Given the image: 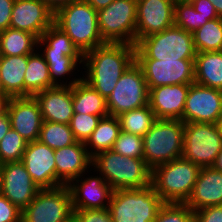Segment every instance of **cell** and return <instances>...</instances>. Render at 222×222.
I'll return each mask as SVG.
<instances>
[{
	"mask_svg": "<svg viewBox=\"0 0 222 222\" xmlns=\"http://www.w3.org/2000/svg\"><path fill=\"white\" fill-rule=\"evenodd\" d=\"M90 4L96 11L106 8L114 0H83Z\"/></svg>",
	"mask_w": 222,
	"mask_h": 222,
	"instance_id": "47",
	"label": "cell"
},
{
	"mask_svg": "<svg viewBox=\"0 0 222 222\" xmlns=\"http://www.w3.org/2000/svg\"><path fill=\"white\" fill-rule=\"evenodd\" d=\"M190 84L163 85L149 89L148 104L157 119L182 120Z\"/></svg>",
	"mask_w": 222,
	"mask_h": 222,
	"instance_id": "20",
	"label": "cell"
},
{
	"mask_svg": "<svg viewBox=\"0 0 222 222\" xmlns=\"http://www.w3.org/2000/svg\"><path fill=\"white\" fill-rule=\"evenodd\" d=\"M117 117L120 122L121 131L142 137L151 129L157 120L149 104L121 113Z\"/></svg>",
	"mask_w": 222,
	"mask_h": 222,
	"instance_id": "32",
	"label": "cell"
},
{
	"mask_svg": "<svg viewBox=\"0 0 222 222\" xmlns=\"http://www.w3.org/2000/svg\"><path fill=\"white\" fill-rule=\"evenodd\" d=\"M10 99L11 97L9 95L0 92V117L7 113Z\"/></svg>",
	"mask_w": 222,
	"mask_h": 222,
	"instance_id": "48",
	"label": "cell"
},
{
	"mask_svg": "<svg viewBox=\"0 0 222 222\" xmlns=\"http://www.w3.org/2000/svg\"><path fill=\"white\" fill-rule=\"evenodd\" d=\"M153 222H194V211L185 203H164Z\"/></svg>",
	"mask_w": 222,
	"mask_h": 222,
	"instance_id": "38",
	"label": "cell"
},
{
	"mask_svg": "<svg viewBox=\"0 0 222 222\" xmlns=\"http://www.w3.org/2000/svg\"><path fill=\"white\" fill-rule=\"evenodd\" d=\"M54 13L65 5L77 0H42Z\"/></svg>",
	"mask_w": 222,
	"mask_h": 222,
	"instance_id": "45",
	"label": "cell"
},
{
	"mask_svg": "<svg viewBox=\"0 0 222 222\" xmlns=\"http://www.w3.org/2000/svg\"><path fill=\"white\" fill-rule=\"evenodd\" d=\"M54 24L70 37L83 55L106 44L99 32L97 11L83 0L73 1L56 11Z\"/></svg>",
	"mask_w": 222,
	"mask_h": 222,
	"instance_id": "2",
	"label": "cell"
},
{
	"mask_svg": "<svg viewBox=\"0 0 222 222\" xmlns=\"http://www.w3.org/2000/svg\"><path fill=\"white\" fill-rule=\"evenodd\" d=\"M212 167L215 168L216 170L222 172V150L217 155V158H216L214 164L212 165Z\"/></svg>",
	"mask_w": 222,
	"mask_h": 222,
	"instance_id": "50",
	"label": "cell"
},
{
	"mask_svg": "<svg viewBox=\"0 0 222 222\" xmlns=\"http://www.w3.org/2000/svg\"><path fill=\"white\" fill-rule=\"evenodd\" d=\"M194 83L222 91V51L196 53Z\"/></svg>",
	"mask_w": 222,
	"mask_h": 222,
	"instance_id": "26",
	"label": "cell"
},
{
	"mask_svg": "<svg viewBox=\"0 0 222 222\" xmlns=\"http://www.w3.org/2000/svg\"><path fill=\"white\" fill-rule=\"evenodd\" d=\"M27 144L22 136L11 128L0 141V165L21 161Z\"/></svg>",
	"mask_w": 222,
	"mask_h": 222,
	"instance_id": "36",
	"label": "cell"
},
{
	"mask_svg": "<svg viewBox=\"0 0 222 222\" xmlns=\"http://www.w3.org/2000/svg\"><path fill=\"white\" fill-rule=\"evenodd\" d=\"M142 68L148 90L163 85L194 83V59H135Z\"/></svg>",
	"mask_w": 222,
	"mask_h": 222,
	"instance_id": "13",
	"label": "cell"
},
{
	"mask_svg": "<svg viewBox=\"0 0 222 222\" xmlns=\"http://www.w3.org/2000/svg\"><path fill=\"white\" fill-rule=\"evenodd\" d=\"M28 55L0 57V92L24 97V77Z\"/></svg>",
	"mask_w": 222,
	"mask_h": 222,
	"instance_id": "25",
	"label": "cell"
},
{
	"mask_svg": "<svg viewBox=\"0 0 222 222\" xmlns=\"http://www.w3.org/2000/svg\"><path fill=\"white\" fill-rule=\"evenodd\" d=\"M135 62V45L106 43L84 54L82 79L105 99Z\"/></svg>",
	"mask_w": 222,
	"mask_h": 222,
	"instance_id": "1",
	"label": "cell"
},
{
	"mask_svg": "<svg viewBox=\"0 0 222 222\" xmlns=\"http://www.w3.org/2000/svg\"><path fill=\"white\" fill-rule=\"evenodd\" d=\"M73 208L67 185L40 189L21 213V222H72Z\"/></svg>",
	"mask_w": 222,
	"mask_h": 222,
	"instance_id": "10",
	"label": "cell"
},
{
	"mask_svg": "<svg viewBox=\"0 0 222 222\" xmlns=\"http://www.w3.org/2000/svg\"><path fill=\"white\" fill-rule=\"evenodd\" d=\"M209 20L197 12L188 0L175 1L174 25L193 33Z\"/></svg>",
	"mask_w": 222,
	"mask_h": 222,
	"instance_id": "35",
	"label": "cell"
},
{
	"mask_svg": "<svg viewBox=\"0 0 222 222\" xmlns=\"http://www.w3.org/2000/svg\"><path fill=\"white\" fill-rule=\"evenodd\" d=\"M21 162L39 189L56 188L55 150L38 140L29 142Z\"/></svg>",
	"mask_w": 222,
	"mask_h": 222,
	"instance_id": "17",
	"label": "cell"
},
{
	"mask_svg": "<svg viewBox=\"0 0 222 222\" xmlns=\"http://www.w3.org/2000/svg\"><path fill=\"white\" fill-rule=\"evenodd\" d=\"M222 115V91L196 83L190 84L182 121L218 124Z\"/></svg>",
	"mask_w": 222,
	"mask_h": 222,
	"instance_id": "14",
	"label": "cell"
},
{
	"mask_svg": "<svg viewBox=\"0 0 222 222\" xmlns=\"http://www.w3.org/2000/svg\"><path fill=\"white\" fill-rule=\"evenodd\" d=\"M54 23V12L42 0H15L10 28L32 33L38 39Z\"/></svg>",
	"mask_w": 222,
	"mask_h": 222,
	"instance_id": "18",
	"label": "cell"
},
{
	"mask_svg": "<svg viewBox=\"0 0 222 222\" xmlns=\"http://www.w3.org/2000/svg\"><path fill=\"white\" fill-rule=\"evenodd\" d=\"M121 131L118 117L107 115L100 119L97 127L84 143L91 157L111 150Z\"/></svg>",
	"mask_w": 222,
	"mask_h": 222,
	"instance_id": "29",
	"label": "cell"
},
{
	"mask_svg": "<svg viewBox=\"0 0 222 222\" xmlns=\"http://www.w3.org/2000/svg\"><path fill=\"white\" fill-rule=\"evenodd\" d=\"M56 187L68 185L92 167V157L83 142L55 150Z\"/></svg>",
	"mask_w": 222,
	"mask_h": 222,
	"instance_id": "21",
	"label": "cell"
},
{
	"mask_svg": "<svg viewBox=\"0 0 222 222\" xmlns=\"http://www.w3.org/2000/svg\"><path fill=\"white\" fill-rule=\"evenodd\" d=\"M55 87L50 79L49 68L43 55L36 49L28 55L24 77V97Z\"/></svg>",
	"mask_w": 222,
	"mask_h": 222,
	"instance_id": "28",
	"label": "cell"
},
{
	"mask_svg": "<svg viewBox=\"0 0 222 222\" xmlns=\"http://www.w3.org/2000/svg\"><path fill=\"white\" fill-rule=\"evenodd\" d=\"M193 33L175 25L142 38L135 45V59H195Z\"/></svg>",
	"mask_w": 222,
	"mask_h": 222,
	"instance_id": "6",
	"label": "cell"
},
{
	"mask_svg": "<svg viewBox=\"0 0 222 222\" xmlns=\"http://www.w3.org/2000/svg\"><path fill=\"white\" fill-rule=\"evenodd\" d=\"M72 222H113L109 208L73 210Z\"/></svg>",
	"mask_w": 222,
	"mask_h": 222,
	"instance_id": "40",
	"label": "cell"
},
{
	"mask_svg": "<svg viewBox=\"0 0 222 222\" xmlns=\"http://www.w3.org/2000/svg\"><path fill=\"white\" fill-rule=\"evenodd\" d=\"M2 170H1V166H0V195H2Z\"/></svg>",
	"mask_w": 222,
	"mask_h": 222,
	"instance_id": "51",
	"label": "cell"
},
{
	"mask_svg": "<svg viewBox=\"0 0 222 222\" xmlns=\"http://www.w3.org/2000/svg\"><path fill=\"white\" fill-rule=\"evenodd\" d=\"M38 141L53 150L70 146L76 142L69 124L43 121Z\"/></svg>",
	"mask_w": 222,
	"mask_h": 222,
	"instance_id": "34",
	"label": "cell"
},
{
	"mask_svg": "<svg viewBox=\"0 0 222 222\" xmlns=\"http://www.w3.org/2000/svg\"><path fill=\"white\" fill-rule=\"evenodd\" d=\"M73 111L95 116L109 115L106 99L83 79L72 86Z\"/></svg>",
	"mask_w": 222,
	"mask_h": 222,
	"instance_id": "27",
	"label": "cell"
},
{
	"mask_svg": "<svg viewBox=\"0 0 222 222\" xmlns=\"http://www.w3.org/2000/svg\"><path fill=\"white\" fill-rule=\"evenodd\" d=\"M176 0H137L135 45L144 37L174 25Z\"/></svg>",
	"mask_w": 222,
	"mask_h": 222,
	"instance_id": "15",
	"label": "cell"
},
{
	"mask_svg": "<svg viewBox=\"0 0 222 222\" xmlns=\"http://www.w3.org/2000/svg\"><path fill=\"white\" fill-rule=\"evenodd\" d=\"M185 123L178 119H157L142 137L143 159L155 167L182 157Z\"/></svg>",
	"mask_w": 222,
	"mask_h": 222,
	"instance_id": "5",
	"label": "cell"
},
{
	"mask_svg": "<svg viewBox=\"0 0 222 222\" xmlns=\"http://www.w3.org/2000/svg\"><path fill=\"white\" fill-rule=\"evenodd\" d=\"M193 8L208 20L219 18L215 7L209 0H188Z\"/></svg>",
	"mask_w": 222,
	"mask_h": 222,
	"instance_id": "43",
	"label": "cell"
},
{
	"mask_svg": "<svg viewBox=\"0 0 222 222\" xmlns=\"http://www.w3.org/2000/svg\"><path fill=\"white\" fill-rule=\"evenodd\" d=\"M39 52L64 53L66 56H84L70 37L54 23L47 28L37 41Z\"/></svg>",
	"mask_w": 222,
	"mask_h": 222,
	"instance_id": "31",
	"label": "cell"
},
{
	"mask_svg": "<svg viewBox=\"0 0 222 222\" xmlns=\"http://www.w3.org/2000/svg\"><path fill=\"white\" fill-rule=\"evenodd\" d=\"M104 116L74 113L70 128L76 141L85 143Z\"/></svg>",
	"mask_w": 222,
	"mask_h": 222,
	"instance_id": "39",
	"label": "cell"
},
{
	"mask_svg": "<svg viewBox=\"0 0 222 222\" xmlns=\"http://www.w3.org/2000/svg\"><path fill=\"white\" fill-rule=\"evenodd\" d=\"M209 1L215 7L218 16L222 18V0H209Z\"/></svg>",
	"mask_w": 222,
	"mask_h": 222,
	"instance_id": "49",
	"label": "cell"
},
{
	"mask_svg": "<svg viewBox=\"0 0 222 222\" xmlns=\"http://www.w3.org/2000/svg\"><path fill=\"white\" fill-rule=\"evenodd\" d=\"M73 210L109 207L113 189L93 167L68 185Z\"/></svg>",
	"mask_w": 222,
	"mask_h": 222,
	"instance_id": "12",
	"label": "cell"
},
{
	"mask_svg": "<svg viewBox=\"0 0 222 222\" xmlns=\"http://www.w3.org/2000/svg\"><path fill=\"white\" fill-rule=\"evenodd\" d=\"M112 150L122 156L143 159L142 136L120 131Z\"/></svg>",
	"mask_w": 222,
	"mask_h": 222,
	"instance_id": "37",
	"label": "cell"
},
{
	"mask_svg": "<svg viewBox=\"0 0 222 222\" xmlns=\"http://www.w3.org/2000/svg\"><path fill=\"white\" fill-rule=\"evenodd\" d=\"M218 126H219L220 131H221V134H222V115H221L220 118H219Z\"/></svg>",
	"mask_w": 222,
	"mask_h": 222,
	"instance_id": "52",
	"label": "cell"
},
{
	"mask_svg": "<svg viewBox=\"0 0 222 222\" xmlns=\"http://www.w3.org/2000/svg\"><path fill=\"white\" fill-rule=\"evenodd\" d=\"M11 129V121L8 113L0 117V141L7 134V132Z\"/></svg>",
	"mask_w": 222,
	"mask_h": 222,
	"instance_id": "46",
	"label": "cell"
},
{
	"mask_svg": "<svg viewBox=\"0 0 222 222\" xmlns=\"http://www.w3.org/2000/svg\"><path fill=\"white\" fill-rule=\"evenodd\" d=\"M0 166L3 181L2 195L23 211L40 189L33 182L31 175L21 161L7 162Z\"/></svg>",
	"mask_w": 222,
	"mask_h": 222,
	"instance_id": "16",
	"label": "cell"
},
{
	"mask_svg": "<svg viewBox=\"0 0 222 222\" xmlns=\"http://www.w3.org/2000/svg\"><path fill=\"white\" fill-rule=\"evenodd\" d=\"M185 204L193 211L222 205V172L212 166L201 168L193 191Z\"/></svg>",
	"mask_w": 222,
	"mask_h": 222,
	"instance_id": "23",
	"label": "cell"
},
{
	"mask_svg": "<svg viewBox=\"0 0 222 222\" xmlns=\"http://www.w3.org/2000/svg\"><path fill=\"white\" fill-rule=\"evenodd\" d=\"M222 150V134L218 124L185 123L182 157L200 168L211 167Z\"/></svg>",
	"mask_w": 222,
	"mask_h": 222,
	"instance_id": "9",
	"label": "cell"
},
{
	"mask_svg": "<svg viewBox=\"0 0 222 222\" xmlns=\"http://www.w3.org/2000/svg\"><path fill=\"white\" fill-rule=\"evenodd\" d=\"M200 167L180 157L152 170L151 185L164 203H186Z\"/></svg>",
	"mask_w": 222,
	"mask_h": 222,
	"instance_id": "4",
	"label": "cell"
},
{
	"mask_svg": "<svg viewBox=\"0 0 222 222\" xmlns=\"http://www.w3.org/2000/svg\"><path fill=\"white\" fill-rule=\"evenodd\" d=\"M137 0H114L97 11L100 35L105 43L135 45Z\"/></svg>",
	"mask_w": 222,
	"mask_h": 222,
	"instance_id": "8",
	"label": "cell"
},
{
	"mask_svg": "<svg viewBox=\"0 0 222 222\" xmlns=\"http://www.w3.org/2000/svg\"><path fill=\"white\" fill-rule=\"evenodd\" d=\"M14 2L15 0H0V32L10 28Z\"/></svg>",
	"mask_w": 222,
	"mask_h": 222,
	"instance_id": "44",
	"label": "cell"
},
{
	"mask_svg": "<svg viewBox=\"0 0 222 222\" xmlns=\"http://www.w3.org/2000/svg\"><path fill=\"white\" fill-rule=\"evenodd\" d=\"M39 104L43 121L70 124L74 114L72 86H55L33 95Z\"/></svg>",
	"mask_w": 222,
	"mask_h": 222,
	"instance_id": "22",
	"label": "cell"
},
{
	"mask_svg": "<svg viewBox=\"0 0 222 222\" xmlns=\"http://www.w3.org/2000/svg\"><path fill=\"white\" fill-rule=\"evenodd\" d=\"M7 113L11 128L18 132L27 143L38 140L43 117L39 104L33 96L11 97Z\"/></svg>",
	"mask_w": 222,
	"mask_h": 222,
	"instance_id": "19",
	"label": "cell"
},
{
	"mask_svg": "<svg viewBox=\"0 0 222 222\" xmlns=\"http://www.w3.org/2000/svg\"><path fill=\"white\" fill-rule=\"evenodd\" d=\"M194 47L197 53L222 51V18L206 22L193 32Z\"/></svg>",
	"mask_w": 222,
	"mask_h": 222,
	"instance_id": "33",
	"label": "cell"
},
{
	"mask_svg": "<svg viewBox=\"0 0 222 222\" xmlns=\"http://www.w3.org/2000/svg\"><path fill=\"white\" fill-rule=\"evenodd\" d=\"M149 90L142 68L136 61L122 74L106 99L109 115L141 108L148 104Z\"/></svg>",
	"mask_w": 222,
	"mask_h": 222,
	"instance_id": "11",
	"label": "cell"
},
{
	"mask_svg": "<svg viewBox=\"0 0 222 222\" xmlns=\"http://www.w3.org/2000/svg\"><path fill=\"white\" fill-rule=\"evenodd\" d=\"M92 167L118 189H141L151 185L152 170L144 159L129 158L107 150L92 157Z\"/></svg>",
	"mask_w": 222,
	"mask_h": 222,
	"instance_id": "3",
	"label": "cell"
},
{
	"mask_svg": "<svg viewBox=\"0 0 222 222\" xmlns=\"http://www.w3.org/2000/svg\"><path fill=\"white\" fill-rule=\"evenodd\" d=\"M40 53L47 62L54 86H73L82 79L84 56H66L64 53L57 52Z\"/></svg>",
	"mask_w": 222,
	"mask_h": 222,
	"instance_id": "24",
	"label": "cell"
},
{
	"mask_svg": "<svg viewBox=\"0 0 222 222\" xmlns=\"http://www.w3.org/2000/svg\"><path fill=\"white\" fill-rule=\"evenodd\" d=\"M164 204L152 185L113 190L109 211L113 222H153Z\"/></svg>",
	"mask_w": 222,
	"mask_h": 222,
	"instance_id": "7",
	"label": "cell"
},
{
	"mask_svg": "<svg viewBox=\"0 0 222 222\" xmlns=\"http://www.w3.org/2000/svg\"><path fill=\"white\" fill-rule=\"evenodd\" d=\"M22 211L0 195V222H21Z\"/></svg>",
	"mask_w": 222,
	"mask_h": 222,
	"instance_id": "41",
	"label": "cell"
},
{
	"mask_svg": "<svg viewBox=\"0 0 222 222\" xmlns=\"http://www.w3.org/2000/svg\"><path fill=\"white\" fill-rule=\"evenodd\" d=\"M194 222H222V205L208 206L194 211Z\"/></svg>",
	"mask_w": 222,
	"mask_h": 222,
	"instance_id": "42",
	"label": "cell"
},
{
	"mask_svg": "<svg viewBox=\"0 0 222 222\" xmlns=\"http://www.w3.org/2000/svg\"><path fill=\"white\" fill-rule=\"evenodd\" d=\"M38 38L30 32L8 28L0 32L1 56L29 55L37 49Z\"/></svg>",
	"mask_w": 222,
	"mask_h": 222,
	"instance_id": "30",
	"label": "cell"
}]
</instances>
